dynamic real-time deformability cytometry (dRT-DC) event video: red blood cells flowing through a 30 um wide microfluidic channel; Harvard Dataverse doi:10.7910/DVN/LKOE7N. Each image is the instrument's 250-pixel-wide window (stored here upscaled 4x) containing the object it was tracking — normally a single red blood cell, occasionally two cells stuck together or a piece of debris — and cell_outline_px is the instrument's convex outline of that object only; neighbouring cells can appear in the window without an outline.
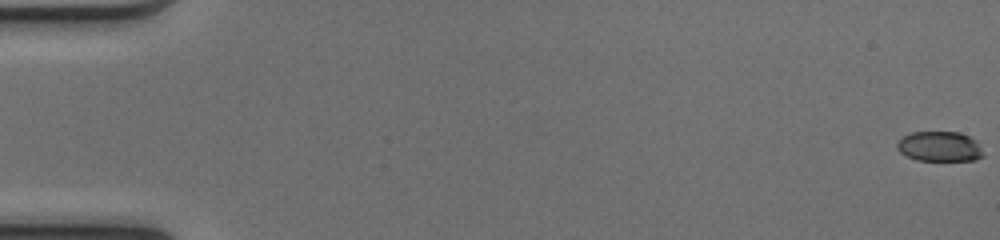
{"species": "common noctule bat (a hibernating species)", "species_latin": "Nyctalus noctula", "temperature_condition": "cold", "stored_images_in_passage": 52, "camera_frame_rate_fps": 3000, "um_per_image_px": 0.085, "animal": {"sex": "female", "body_mass_g": 17.0, "forearm_length_mm": 48.0}, "frame": {"image": 1, "passage_image": 1, "time_ms": 0.0, "image_size_px": [1000, 240], "cell_outline_px": [[984, 156], [976, 160], [916, 160], [900, 152], [896, 148], [896, 144], [904, 136], [912, 132], [960, 132], [976, 140]], "centroid_in_image_um": [79.87, 12.45], "position_along_channel_um": 5.1, "area_um2": 14.97}}
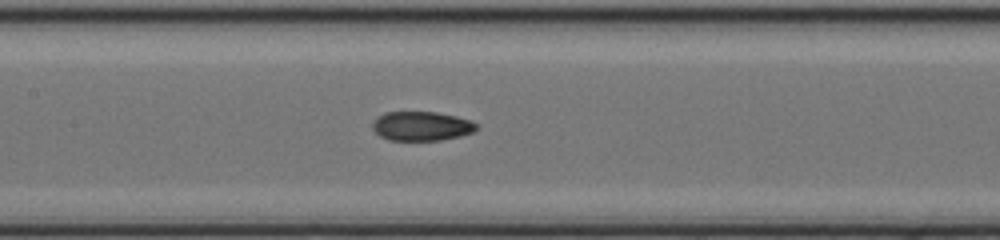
{"frame": {"image": 2, "passage_image": 26, "time_ms": 8.333, "image_size_px": [1000, 240], "cell_outline_px": [[480, 128], [472, 132], [460, 136], [440, 140], [388, 140], [380, 136], [372, 128], [372, 120], [376, 116], [384, 112], [436, 112], [456, 116], [468, 120], [476, 124]], "centroid_in_image_um": [35.79, 10.71], "position_along_channel_um": 171.6, "area_um2": 17.8}}
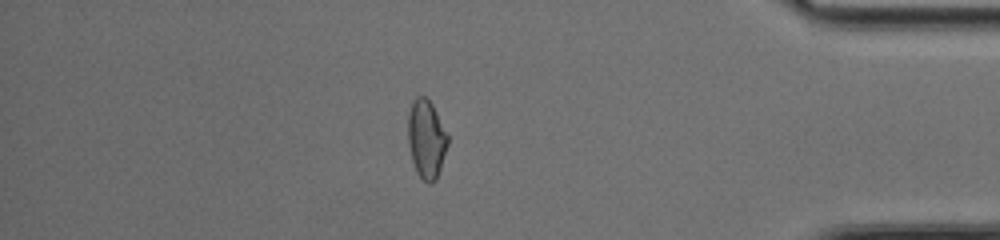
{"frame": {"image": 3, "passage_image": 45, "time_ms": 14.667, "image_size_px": [1000, 240], "cell_outline_px": [[448, 144], [436, 180], [432, 184], [428, 184], [416, 172], [412, 160], [408, 144], [408, 112], [416, 96], [424, 96], [432, 104], [448, 132]], "centroid_in_image_um": [36.25, 11.82], "position_along_channel_um": 399.0, "area_um2": 18.26}, "authors_computed_cell_mechanics": {"area_um2": 17.8602, "velocity_mm_per_s": 4.1361, "shape_relaxation_time_tau1_ms": null, "shape_relaxation_time_tau2_ms": 2.3524, "deformation_change_tau1": null, "deformation_change_tau2": 0.0793}}